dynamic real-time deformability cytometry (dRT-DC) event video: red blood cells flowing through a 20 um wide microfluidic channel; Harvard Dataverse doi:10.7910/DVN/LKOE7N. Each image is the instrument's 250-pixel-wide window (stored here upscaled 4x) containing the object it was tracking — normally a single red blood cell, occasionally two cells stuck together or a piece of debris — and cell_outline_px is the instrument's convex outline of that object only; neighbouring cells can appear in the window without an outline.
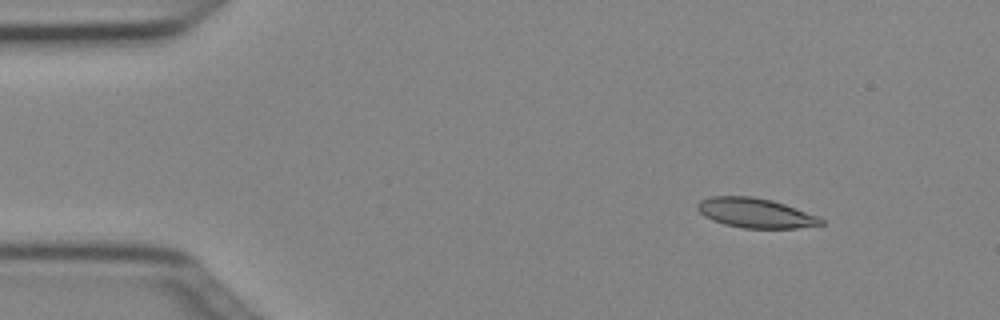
{"species": "Egyptian fruit bat (a non-hibernating species)", "species_latin": "Rousettus aegyptiacus", "temperature_condition": "cold", "stored_images_in_passage": 5, "camera_frame_rate_fps": 3000, "um_per_image_px": 0.085, "animal": {"sex": "female"}, "frame": {"image": 1, "passage_image": 2, "time_ms": 0.333, "image_size_px": [1000, 320], "cell_outline_px": [[824, 224], [796, 228], [744, 228], [724, 224], [712, 220], [704, 216], [696, 208], [696, 204], [700, 200], [712, 196], [752, 196], [772, 200], [820, 216], [824, 220]], "centroid_in_image_um": [64.21, 18.1], "position_along_channel_um": 20.8, "area_um2": 21.44}}
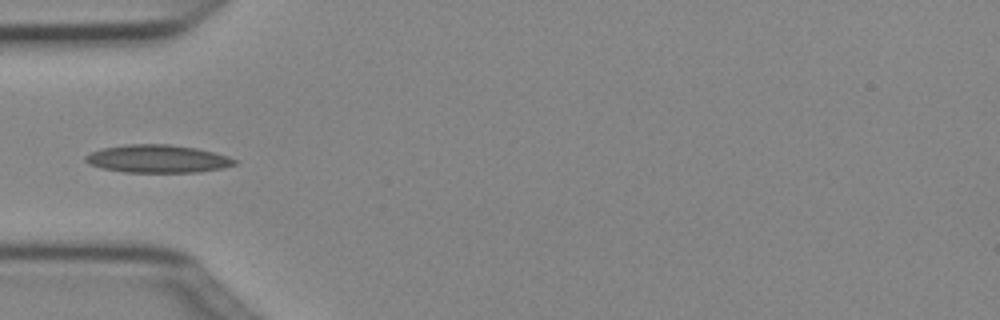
{"frame": {"image": 2, "passage_image": 5, "time_ms": 1.333, "image_size_px": [1000, 320], "cell_outline_px": [[236, 164], [224, 168], [200, 172], [124, 172], [100, 168], [88, 164], [84, 160], [84, 156], [92, 152], [104, 148], [128, 144], [168, 144], [196, 148], [228, 156], [236, 160]], "centroid_in_image_um": [13.38, 13.5], "position_along_channel_um": 71.6, "area_um2": 24.22}}